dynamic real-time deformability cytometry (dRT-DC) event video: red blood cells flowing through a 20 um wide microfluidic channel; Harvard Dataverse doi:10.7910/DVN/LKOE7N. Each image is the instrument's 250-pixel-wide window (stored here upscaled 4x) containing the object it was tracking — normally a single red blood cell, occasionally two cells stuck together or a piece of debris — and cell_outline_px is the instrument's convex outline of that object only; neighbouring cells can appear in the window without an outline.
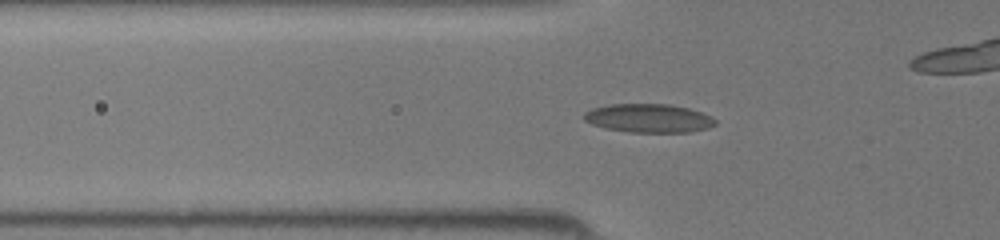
{"species": "common noctule bat (a hibernating species)", "species_latin": "Nyctalus noctula", "temperature_condition": "room temperature", "stored_images_in_passage": 32, "camera_frame_rate_fps": 3000, "um_per_image_px": 0.085, "animal": {"sex": "female", "body_mass_g": 19.5, "forearm_length_mm": 54.1}, "frame": {"image": 1, "passage_image": 2, "time_ms": 0.333, "image_size_px": [1000, 240], "cell_outline_px": [[716, 124], [708, 128], [688, 132], [628, 132], [604, 128], [592, 124], [584, 120], [580, 116], [584, 112], [592, 108], [608, 104], [668, 104], [688, 108], [712, 116], [716, 120]], "centroid_in_image_um": [55.09, 10.04], "position_along_channel_um": 70.7, "area_um2": 22.08}}
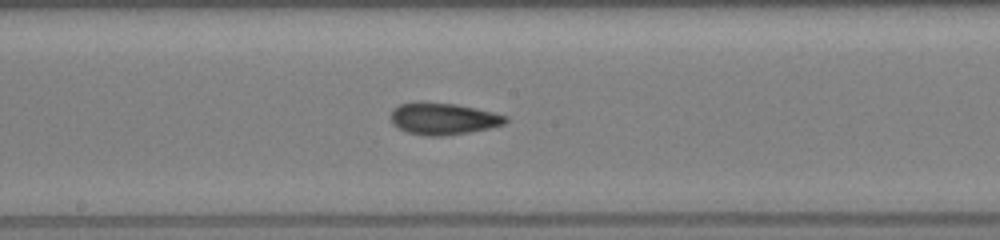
{"frame": {"image": 2, "passage_image": 11, "time_ms": 3.333, "image_size_px": [1000, 240], "cell_outline_px": [[508, 120], [504, 124], [488, 128], [468, 132], [444, 136], [424, 136], [408, 132], [396, 128], [392, 124], [392, 108], [400, 104], [416, 100], [420, 100], [456, 104], [476, 108], [508, 116]], "centroid_in_image_um": [37.62, 10.07], "position_along_channel_um": 210.6, "area_um2": 21.62}}
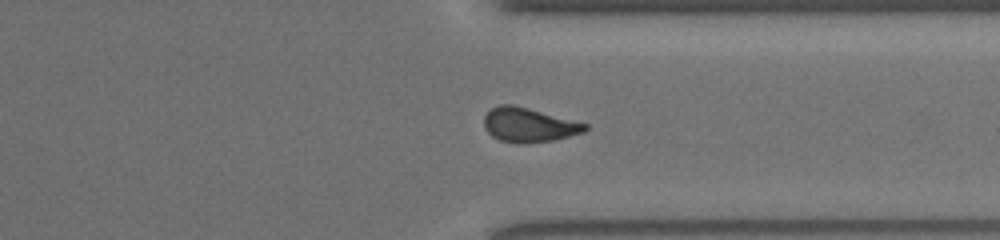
{"frame": {"image": 3, "passage_image": 21, "time_ms": 6.667, "image_size_px": [1000, 240], "cell_outline_px": [[588, 128], [584, 132], [552, 140], [520, 144], [500, 140], [492, 136], [484, 128], [484, 116], [492, 108], [500, 104], [512, 104], [528, 108], [588, 124]], "centroid_in_image_um": [44.92, 10.62], "position_along_channel_um": 366.5, "area_um2": 20.0}}